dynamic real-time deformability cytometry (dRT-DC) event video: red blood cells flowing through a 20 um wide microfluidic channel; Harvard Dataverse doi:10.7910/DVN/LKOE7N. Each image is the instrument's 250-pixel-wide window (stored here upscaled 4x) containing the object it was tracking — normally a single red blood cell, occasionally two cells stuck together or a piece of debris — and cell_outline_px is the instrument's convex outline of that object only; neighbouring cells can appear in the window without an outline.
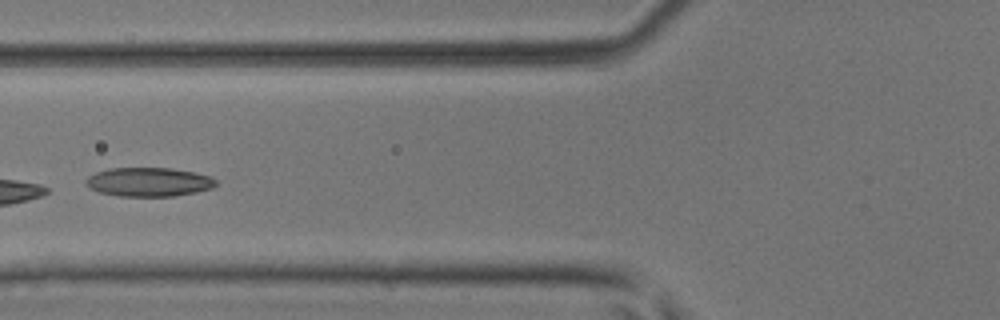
{"species": "common noctule bat (a hibernating species)", "species_latin": "Nyctalus noctula", "temperature_condition": "room temperature", "stored_images_in_passage": 8, "camera_frame_rate_fps": 3000, "um_per_image_px": 0.085, "animal": {"sex": "male", "body_mass_g": 17.9, "forearm_length_mm": 54.2}, "frame": {"image": 1, "passage_image": 7, "time_ms": 2.0, "image_size_px": [1000, 320], "cell_outline_px": [[216, 184], [212, 188], [196, 192], [176, 196], [120, 196], [100, 192], [88, 188], [84, 180], [88, 176], [96, 172], [108, 168], [172, 168], [212, 176], [216, 180]], "centroid_in_image_um": [12.63, 15.46], "position_along_channel_um": 113.2, "area_um2": 22.02}}